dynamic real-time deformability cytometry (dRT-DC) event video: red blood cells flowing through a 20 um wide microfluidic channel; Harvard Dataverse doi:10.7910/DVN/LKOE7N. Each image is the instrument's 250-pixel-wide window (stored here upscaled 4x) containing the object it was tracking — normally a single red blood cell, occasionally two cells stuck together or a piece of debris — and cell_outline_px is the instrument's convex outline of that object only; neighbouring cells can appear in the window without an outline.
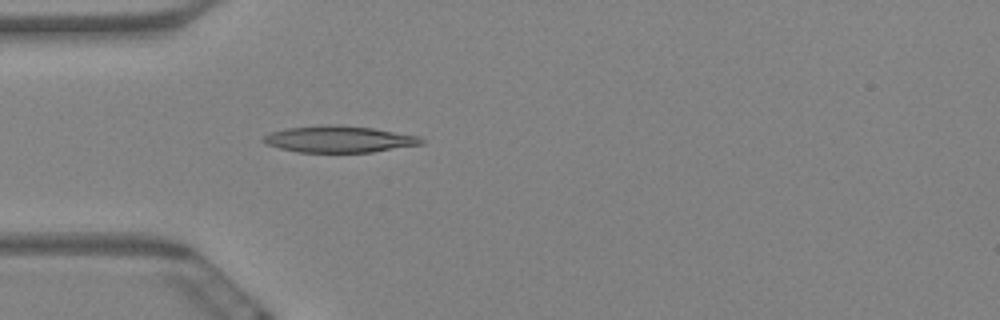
{"species": "Egyptian fruit bat (a non-hibernating species)", "species_latin": "Rousettus aegyptiacus", "temperature_condition": "warm", "stored_images_in_passage": 5, "camera_frame_rate_fps": 3000, "um_per_image_px": 0.085, "animal": {"sex": "female"}, "frame": {"image": 1, "passage_image": 5, "time_ms": 1.333, "image_size_px": [1000, 320], "cell_outline_px": [[424, 144], [372, 152], [296, 152], [280, 148], [268, 144], [260, 140], [264, 136], [272, 132], [288, 128], [324, 124], [340, 124], [372, 128], [420, 136], [424, 140]], "centroid_in_image_um": [28.85, 11.82], "position_along_channel_um": 56.2, "area_um2": 24.51}}